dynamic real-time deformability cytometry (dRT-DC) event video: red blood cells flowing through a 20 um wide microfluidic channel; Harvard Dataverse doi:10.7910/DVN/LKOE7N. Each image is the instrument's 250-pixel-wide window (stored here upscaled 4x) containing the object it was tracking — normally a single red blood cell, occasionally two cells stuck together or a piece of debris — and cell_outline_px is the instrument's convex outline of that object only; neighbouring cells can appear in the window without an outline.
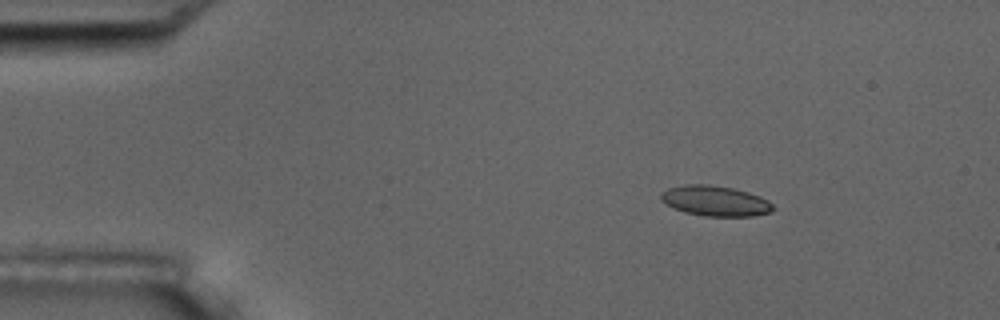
{"species": "common noctule bat (a hibernating species)", "species_latin": "Nyctalus noctula", "temperature_condition": "room temperature", "stored_images_in_passage": 4, "camera_frame_rate_fps": 3000, "um_per_image_px": 0.085, "animal": {"sex": "male", "body_mass_g": 17.5, "forearm_length_mm": 52.3}, "frame": {"image": 1, "passage_image": 1, "time_ms": 0.0, "image_size_px": [1000, 320], "cell_outline_px": [[776, 208], [772, 212], [752, 216], [704, 216], [684, 212], [660, 200], [660, 192], [668, 188], [684, 184], [708, 184], [732, 188], [748, 192], [760, 196], [768, 200]], "centroid_in_image_um": [60.81, 17.07], "position_along_channel_um": 24.2, "area_um2": 19.88}}